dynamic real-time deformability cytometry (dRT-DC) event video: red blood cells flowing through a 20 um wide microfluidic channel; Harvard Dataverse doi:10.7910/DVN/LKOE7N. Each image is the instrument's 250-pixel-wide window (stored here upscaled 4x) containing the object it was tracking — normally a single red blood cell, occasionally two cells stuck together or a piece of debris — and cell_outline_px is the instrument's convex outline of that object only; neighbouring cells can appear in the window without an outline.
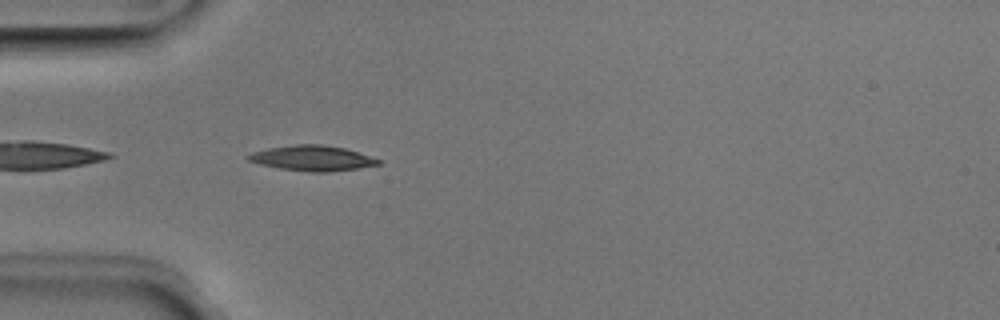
{"species": "Egyptian fruit bat (a non-hibernating species)", "species_latin": "Rousettus aegyptiacus", "temperature_condition": "room temperature", "stored_images_in_passage": 38, "camera_frame_rate_fps": 3000, "um_per_image_px": 0.085, "animal": {"sex": "male"}, "frame": {"image": 1, "passage_image": 2, "time_ms": 0.333, "image_size_px": [1000, 320], "cell_outline_px": [[380, 164], [360, 168], [328, 172], [308, 172], [280, 168], [260, 164], [248, 160], [244, 156], [252, 152], [268, 148], [296, 144], [320, 144], [344, 148], [380, 160]], "centroid_in_image_um": [26.5, 13.45], "position_along_channel_um": 58.5, "area_um2": 19.02}}
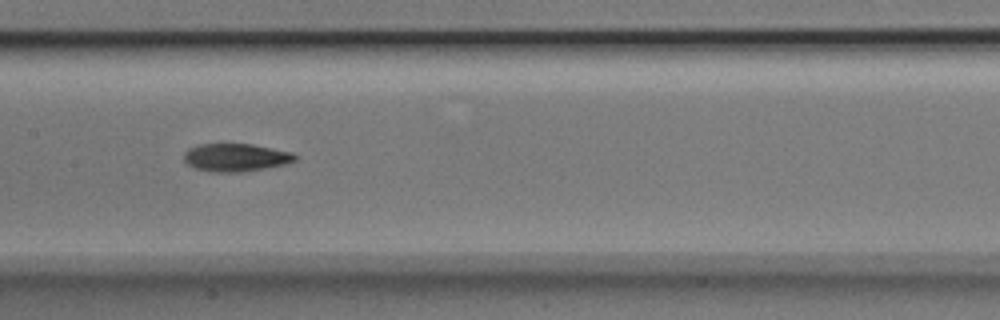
{"frame": {"image": 2, "passage_image": 12, "time_ms": 3.667, "image_size_px": [1000, 320], "cell_outline_px": [[296, 160], [284, 164], [264, 168], [240, 172], [212, 172], [196, 168], [188, 164], [184, 160], [184, 152], [188, 148], [200, 144], [252, 144], [292, 152], [296, 156]], "centroid_in_image_um": [20.02, 13.38], "position_along_channel_um": 187.4, "area_um2": 17.92}}
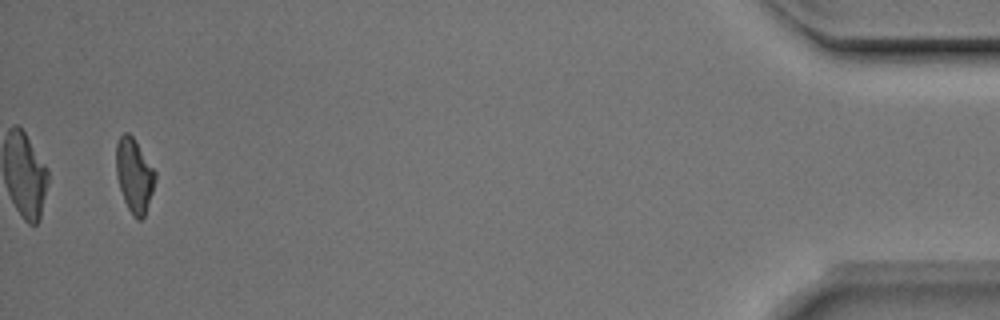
{"frame": {"image": 3, "passage_image": 36, "time_ms": 11.667, "image_size_px": [1000, 320], "cell_outline_px": [[156, 180], [144, 216], [140, 220], [136, 220], [132, 216], [124, 200], [116, 176], [116, 144], [120, 136], [124, 132], [128, 132], [132, 136], [156, 172]], "centroid_in_image_um": [11.4, 14.92], "position_along_channel_um": 423.8, "area_um2": 16.7}, "authors_computed_cell_mechanics": {"area_um2": 17.5712, "velocity_mm_per_s": 3.9889, "shape_relaxation_time_tau1_ms": 5.3468, "shape_relaxation_time_tau2_ms": 6.2711, "deformation_change_tau1": 0.1927, "deformation_change_tau2": 0.1372}}